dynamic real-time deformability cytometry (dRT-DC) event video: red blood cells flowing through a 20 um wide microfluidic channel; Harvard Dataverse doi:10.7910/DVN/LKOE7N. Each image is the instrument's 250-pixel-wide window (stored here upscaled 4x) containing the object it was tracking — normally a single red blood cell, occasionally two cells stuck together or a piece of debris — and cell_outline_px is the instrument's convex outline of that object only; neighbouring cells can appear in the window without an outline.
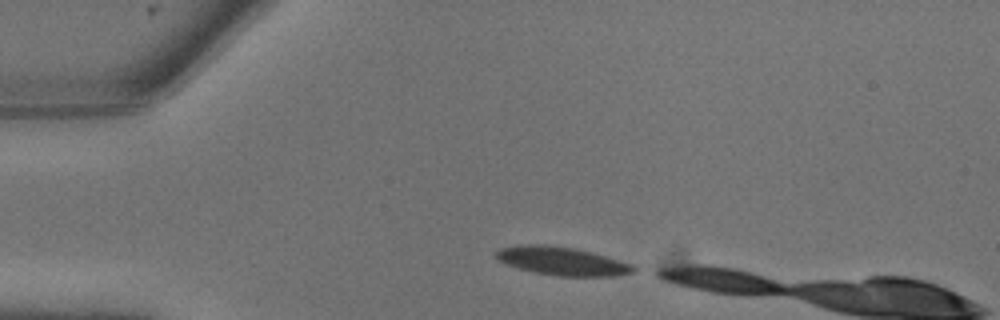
{"species": "common noctule bat (a hibernating species)", "species_latin": "Nyctalus noctula", "temperature_condition": "warm", "stored_images_in_passage": 3, "camera_frame_rate_fps": 3000, "um_per_image_px": 0.085, "animal": {"sex": "male", "body_mass_g": 13.3}, "frame": {"image": 1, "passage_image": 1, "time_ms": 0.0, "image_size_px": [1000, 320], "cell_outline_px": [[636, 268], [632, 272], [616, 276], [556, 276], [516, 268], [504, 264], [496, 256], [496, 252], [500, 248], [520, 244], [544, 244], [572, 248], [592, 252], [636, 264]], "centroid_in_image_um": [47.79, 22.19], "position_along_channel_um": 37.2, "area_um2": 22.83}}